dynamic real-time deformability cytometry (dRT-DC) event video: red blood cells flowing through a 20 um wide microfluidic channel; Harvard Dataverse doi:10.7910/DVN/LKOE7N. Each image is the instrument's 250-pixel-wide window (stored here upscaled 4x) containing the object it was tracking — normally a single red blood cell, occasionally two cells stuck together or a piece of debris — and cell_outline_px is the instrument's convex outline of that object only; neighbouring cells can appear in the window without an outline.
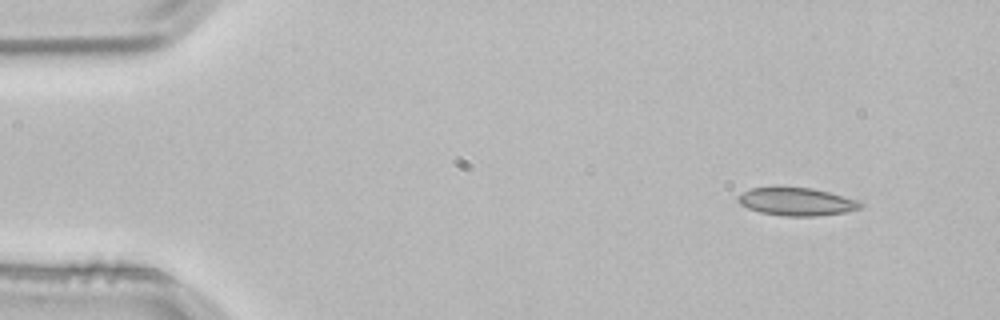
{"species": "common noctule bat (a hibernating species)", "species_latin": "Nyctalus noctula", "temperature_condition": "room temperature", "stored_images_in_passage": 3, "camera_frame_rate_fps": 3000, "um_per_image_px": 0.085, "animal": {"sex": "male", "body_mass_g": 21.5, "forearm_length_mm": 52.0}, "frame": {"image": 1, "passage_image": 1, "time_ms": 0.0, "image_size_px": [1000, 320], "cell_outline_px": [[864, 204], [860, 208], [844, 212], [816, 216], [784, 216], [760, 212], [748, 208], [740, 204], [736, 200], [736, 196], [752, 188], [812, 188], [860, 200]], "centroid_in_image_um": [67.72, 17.15], "position_along_channel_um": 17.3, "area_um2": 19.71}}
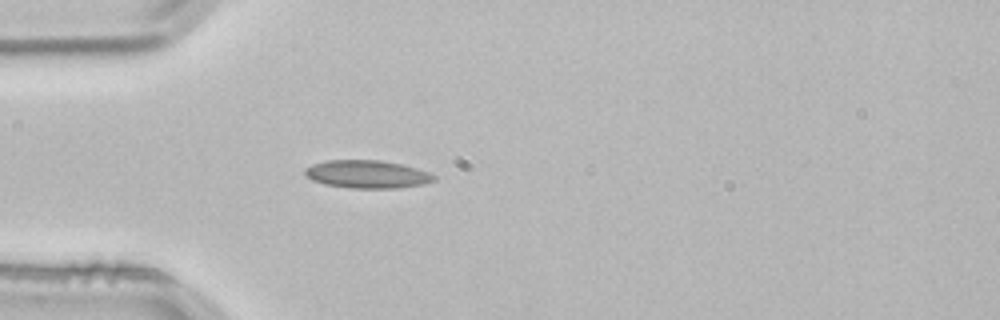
{"frame": {"image": 2, "passage_image": 3, "time_ms": 0.667, "image_size_px": [1000, 320], "cell_outline_px": [[436, 180], [420, 184], [396, 188], [352, 188], [324, 184], [312, 180], [304, 176], [304, 168], [312, 164], [328, 160], [380, 160], [400, 164], [416, 168], [428, 172], [436, 176]], "centroid_in_image_um": [31.15, 14.8], "position_along_channel_um": 53.8, "area_um2": 20.92}}